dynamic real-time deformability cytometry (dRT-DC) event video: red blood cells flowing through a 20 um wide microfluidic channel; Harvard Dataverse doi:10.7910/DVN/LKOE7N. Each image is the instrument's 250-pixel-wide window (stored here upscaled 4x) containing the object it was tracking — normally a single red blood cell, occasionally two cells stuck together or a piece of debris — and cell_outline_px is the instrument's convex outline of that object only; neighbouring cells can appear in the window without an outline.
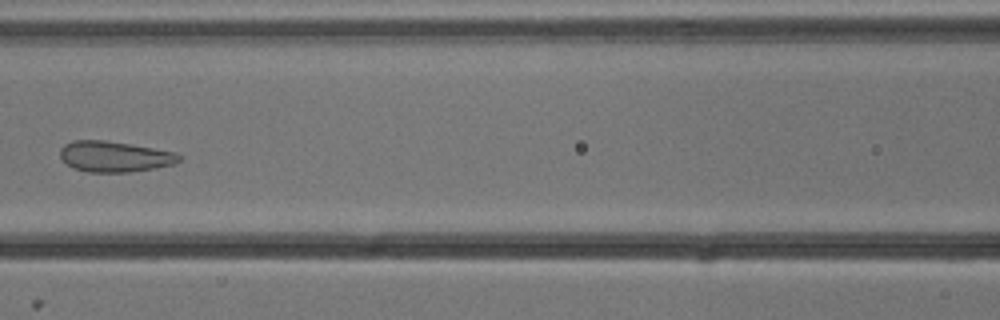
{"species": "common noctule bat (a hibernating species)", "species_latin": "Nyctalus noctula", "temperature_condition": "cold", "stored_images_in_passage": 7, "camera_frame_rate_fps": 3000, "um_per_image_px": 0.085, "animal": {"sex": "male", "body_mass_g": 13.3}, "frame": {"image": 1, "passage_image": 7, "time_ms": 2.0, "image_size_px": [1000, 320], "cell_outline_px": [[184, 156], [176, 164], [128, 172], [88, 172], [72, 168], [60, 156], [60, 148], [64, 144], [72, 140], [104, 140], [176, 152]], "centroid_in_image_um": [9.74, 13.3], "position_along_channel_um": 156.9, "area_um2": 21.27}}